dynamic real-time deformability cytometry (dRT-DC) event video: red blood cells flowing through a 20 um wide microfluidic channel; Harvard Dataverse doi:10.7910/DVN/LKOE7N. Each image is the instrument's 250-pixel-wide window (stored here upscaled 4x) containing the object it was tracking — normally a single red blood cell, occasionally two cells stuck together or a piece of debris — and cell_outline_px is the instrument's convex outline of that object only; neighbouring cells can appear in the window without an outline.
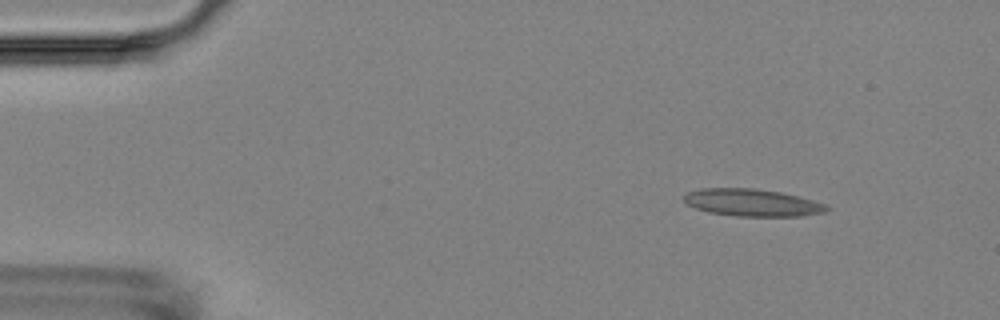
{"species": "Egyptian fruit bat (a non-hibernating species)", "species_latin": "Rousettus aegyptiacus", "temperature_condition": "room temperature", "stored_images_in_passage": 6, "camera_frame_rate_fps": 3000, "um_per_image_px": 0.085, "animal": {"sex": "female"}, "frame": {"image": 1, "passage_image": 2, "time_ms": 1.333, "image_size_px": [1000, 320], "cell_outline_px": [[828, 212], [800, 216], [736, 216], [708, 212], [696, 208], [688, 204], [684, 200], [684, 196], [688, 192], [700, 188], [756, 188], [780, 192], [812, 200], [824, 204], [828, 208]], "centroid_in_image_um": [63.92, 17.22], "position_along_channel_um": 21.1, "area_um2": 22.54}}
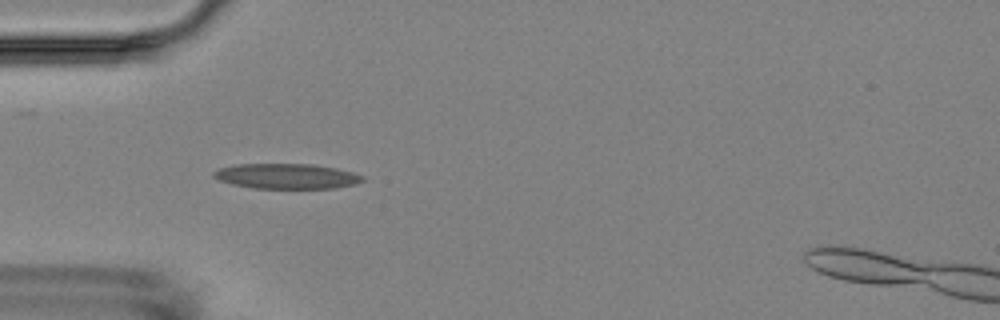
{"frame": {"image": 2, "passage_image": 5, "time_ms": 4.667, "image_size_px": [1000, 320], "cell_outline_px": [[364, 180], [356, 184], [336, 188], [252, 188], [232, 184], [220, 180], [212, 176], [212, 172], [220, 168], [236, 164], [312, 164], [336, 168], [352, 172], [364, 176]], "centroid_in_image_um": [24.37, 14.97], "position_along_channel_um": 60.6, "area_um2": 21.85}}